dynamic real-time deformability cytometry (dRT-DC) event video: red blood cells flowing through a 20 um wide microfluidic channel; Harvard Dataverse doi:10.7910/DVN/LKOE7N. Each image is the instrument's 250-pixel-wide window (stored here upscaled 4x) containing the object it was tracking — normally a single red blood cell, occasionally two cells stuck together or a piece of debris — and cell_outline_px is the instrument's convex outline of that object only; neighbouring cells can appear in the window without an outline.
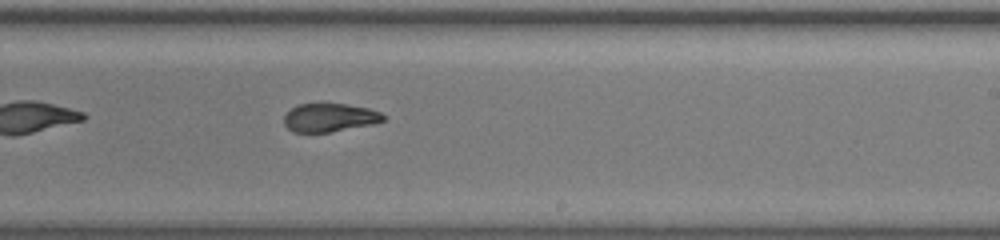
{"species": "common noctule bat (a hibernating species)", "species_latin": "Nyctalus noctula", "temperature_condition": "warm", "stored_images_in_passage": 40, "camera_frame_rate_fps": 3000, "um_per_image_px": 0.085, "animal": {"sex": "female", "body_mass_g": 19.5, "forearm_length_mm": 54.1}, "frame": {"image": 1, "passage_image": 18, "time_ms": 5.667, "image_size_px": [1000, 240], "cell_outline_px": [[384, 120], [372, 124], [328, 132], [292, 132], [284, 124], [284, 116], [292, 108], [300, 104], [344, 104], [368, 108], [380, 112], [384, 116]], "centroid_in_image_um": [27.99, 10.0], "position_along_channel_um": 261.0, "area_um2": 16.13}}
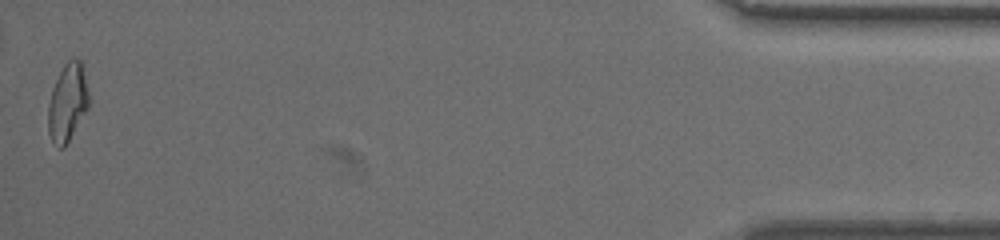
{"frame": {"image": 2, "passage_image": 40, "time_ms": 13.0, "image_size_px": [1000, 240], "cell_outline_px": [[88, 108], [64, 148], [60, 148], [52, 140], [48, 132], [48, 104], [52, 88], [64, 64], [72, 56], [76, 56], [80, 60], [88, 92]], "centroid_in_image_um": [5.72, 8.69], "position_along_channel_um": 429.5, "area_um2": 18.21}, "authors_computed_cell_mechanics": {"area_um2": 17.5423, "velocity_mm_per_s": 3.4313, "shape_relaxation_time_tau1_ms": null, "shape_relaxation_time_tau2_ms": 2.434, "deformation_change_tau1": null, "deformation_change_tau2": 0.0694}}